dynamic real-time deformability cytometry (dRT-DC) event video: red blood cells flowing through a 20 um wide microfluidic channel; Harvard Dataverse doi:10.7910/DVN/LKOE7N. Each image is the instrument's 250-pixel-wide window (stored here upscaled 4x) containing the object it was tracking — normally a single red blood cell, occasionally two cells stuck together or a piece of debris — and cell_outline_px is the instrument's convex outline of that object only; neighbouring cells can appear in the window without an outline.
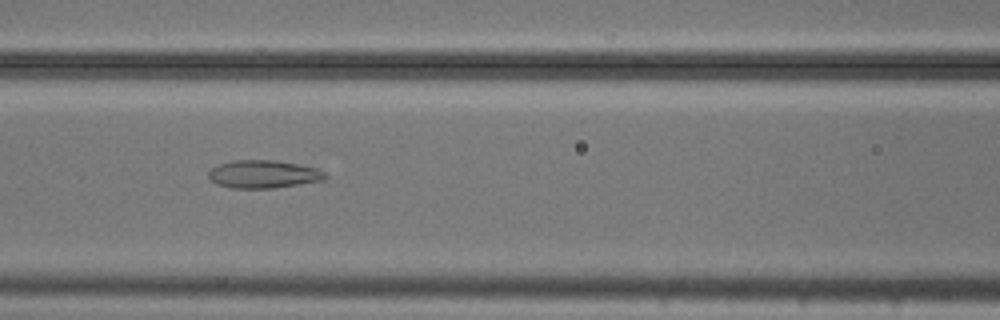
{"species": "common noctule bat (a hibernating species)", "species_latin": "Nyctalus noctula", "temperature_condition": "cold", "stored_images_in_passage": 53, "camera_frame_rate_fps": 3000, "um_per_image_px": 0.085, "animal": {"sex": "male", "body_mass_g": 20.5, "forearm_length_mm": 52.5}, "frame": {"image": 1, "passage_image": 23, "time_ms": 7.333, "image_size_px": [1000, 320], "cell_outline_px": [[328, 176], [324, 180], [272, 188], [232, 188], [216, 184], [208, 176], [208, 172], [212, 168], [220, 164], [236, 160], [276, 160], [316, 168], [324, 172]], "centroid_in_image_um": [22.39, 14.81], "position_along_channel_um": 144.2, "area_um2": 18.79}}
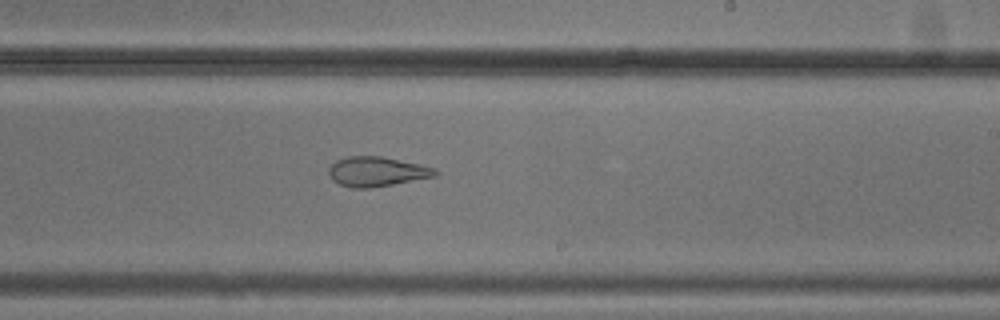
{"frame": {"image": 2, "passage_image": 32, "time_ms": 10.333, "image_size_px": [1000, 320], "cell_outline_px": [[440, 172], [436, 176], [392, 184], [368, 188], [352, 188], [340, 184], [332, 180], [328, 172], [328, 168], [336, 160], [348, 156], [380, 156], [436, 168]], "centroid_in_image_um": [32.01, 14.58], "position_along_channel_um": 257.0, "area_um2": 18.26}}
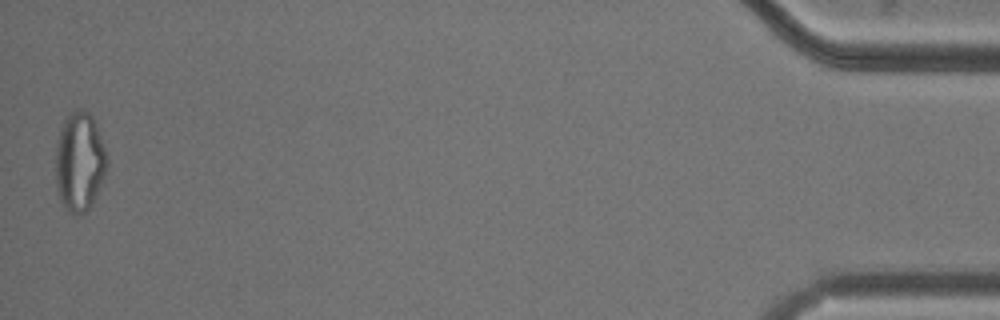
{"frame": {"image": 3, "passage_image": 53, "time_ms": 17.333, "image_size_px": [1000, 320], "cell_outline_px": [[108, 164], [96, 192], [88, 208], [84, 212], [68, 212], [64, 208], [60, 200], [56, 188], [56, 140], [60, 128], [64, 120], [76, 108], [80, 108], [88, 112], [92, 116], [104, 148], [108, 160]], "centroid_in_image_um": [6.72, 13.7], "position_along_channel_um": 428.5, "area_um2": 29.13}, "authors_computed_cell_mechanics": {"area_um2": 25.6632, "velocity_mm_per_s": 3.764, "shape_relaxation_time_tau1_ms": null, "shape_relaxation_time_tau2_ms": 1.8392, "deformation_change_tau1": null, "deformation_change_tau2": 0.1024}}